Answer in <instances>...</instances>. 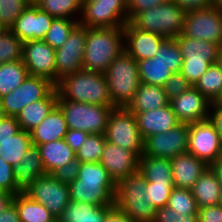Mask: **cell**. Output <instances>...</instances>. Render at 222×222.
<instances>
[{
    "label": "cell",
    "mask_w": 222,
    "mask_h": 222,
    "mask_svg": "<svg viewBox=\"0 0 222 222\" xmlns=\"http://www.w3.org/2000/svg\"><path fill=\"white\" fill-rule=\"evenodd\" d=\"M105 143V134H89L85 141L82 143L80 149L75 152L76 158L79 159L81 163H99L101 161Z\"/></svg>",
    "instance_id": "cell-40"
},
{
    "label": "cell",
    "mask_w": 222,
    "mask_h": 222,
    "mask_svg": "<svg viewBox=\"0 0 222 222\" xmlns=\"http://www.w3.org/2000/svg\"><path fill=\"white\" fill-rule=\"evenodd\" d=\"M140 81L145 84L163 86L173 72L157 57L137 61Z\"/></svg>",
    "instance_id": "cell-35"
},
{
    "label": "cell",
    "mask_w": 222,
    "mask_h": 222,
    "mask_svg": "<svg viewBox=\"0 0 222 222\" xmlns=\"http://www.w3.org/2000/svg\"><path fill=\"white\" fill-rule=\"evenodd\" d=\"M22 61L30 76H41L55 84V49L43 40L23 42Z\"/></svg>",
    "instance_id": "cell-17"
},
{
    "label": "cell",
    "mask_w": 222,
    "mask_h": 222,
    "mask_svg": "<svg viewBox=\"0 0 222 222\" xmlns=\"http://www.w3.org/2000/svg\"><path fill=\"white\" fill-rule=\"evenodd\" d=\"M180 123H196L211 117L212 102L194 86L169 102Z\"/></svg>",
    "instance_id": "cell-16"
},
{
    "label": "cell",
    "mask_w": 222,
    "mask_h": 222,
    "mask_svg": "<svg viewBox=\"0 0 222 222\" xmlns=\"http://www.w3.org/2000/svg\"><path fill=\"white\" fill-rule=\"evenodd\" d=\"M211 6L217 8L222 12V0H212Z\"/></svg>",
    "instance_id": "cell-60"
},
{
    "label": "cell",
    "mask_w": 222,
    "mask_h": 222,
    "mask_svg": "<svg viewBox=\"0 0 222 222\" xmlns=\"http://www.w3.org/2000/svg\"><path fill=\"white\" fill-rule=\"evenodd\" d=\"M58 100L112 106L104 73L78 70L55 84Z\"/></svg>",
    "instance_id": "cell-2"
},
{
    "label": "cell",
    "mask_w": 222,
    "mask_h": 222,
    "mask_svg": "<svg viewBox=\"0 0 222 222\" xmlns=\"http://www.w3.org/2000/svg\"><path fill=\"white\" fill-rule=\"evenodd\" d=\"M87 27L78 24L66 42L55 49V84L63 77L83 69L82 60L86 45Z\"/></svg>",
    "instance_id": "cell-14"
},
{
    "label": "cell",
    "mask_w": 222,
    "mask_h": 222,
    "mask_svg": "<svg viewBox=\"0 0 222 222\" xmlns=\"http://www.w3.org/2000/svg\"><path fill=\"white\" fill-rule=\"evenodd\" d=\"M212 104L222 95V69L217 63L210 65L207 71L194 85Z\"/></svg>",
    "instance_id": "cell-37"
},
{
    "label": "cell",
    "mask_w": 222,
    "mask_h": 222,
    "mask_svg": "<svg viewBox=\"0 0 222 222\" xmlns=\"http://www.w3.org/2000/svg\"><path fill=\"white\" fill-rule=\"evenodd\" d=\"M21 130L15 116L0 117V141L10 139Z\"/></svg>",
    "instance_id": "cell-50"
},
{
    "label": "cell",
    "mask_w": 222,
    "mask_h": 222,
    "mask_svg": "<svg viewBox=\"0 0 222 222\" xmlns=\"http://www.w3.org/2000/svg\"><path fill=\"white\" fill-rule=\"evenodd\" d=\"M69 129L86 131L89 134H105L113 106L57 100Z\"/></svg>",
    "instance_id": "cell-7"
},
{
    "label": "cell",
    "mask_w": 222,
    "mask_h": 222,
    "mask_svg": "<svg viewBox=\"0 0 222 222\" xmlns=\"http://www.w3.org/2000/svg\"><path fill=\"white\" fill-rule=\"evenodd\" d=\"M30 3L36 4L38 0H28Z\"/></svg>",
    "instance_id": "cell-63"
},
{
    "label": "cell",
    "mask_w": 222,
    "mask_h": 222,
    "mask_svg": "<svg viewBox=\"0 0 222 222\" xmlns=\"http://www.w3.org/2000/svg\"><path fill=\"white\" fill-rule=\"evenodd\" d=\"M80 165L81 161L75 158L63 167L57 168L51 174L61 183L69 185L77 178Z\"/></svg>",
    "instance_id": "cell-48"
},
{
    "label": "cell",
    "mask_w": 222,
    "mask_h": 222,
    "mask_svg": "<svg viewBox=\"0 0 222 222\" xmlns=\"http://www.w3.org/2000/svg\"><path fill=\"white\" fill-rule=\"evenodd\" d=\"M79 24L77 20L67 18H55L51 27L43 38L52 48L61 47L69 37L71 31Z\"/></svg>",
    "instance_id": "cell-39"
},
{
    "label": "cell",
    "mask_w": 222,
    "mask_h": 222,
    "mask_svg": "<svg viewBox=\"0 0 222 222\" xmlns=\"http://www.w3.org/2000/svg\"><path fill=\"white\" fill-rule=\"evenodd\" d=\"M106 141L132 151L138 158L143 155L142 138L135 115L128 108H113L105 131Z\"/></svg>",
    "instance_id": "cell-8"
},
{
    "label": "cell",
    "mask_w": 222,
    "mask_h": 222,
    "mask_svg": "<svg viewBox=\"0 0 222 222\" xmlns=\"http://www.w3.org/2000/svg\"><path fill=\"white\" fill-rule=\"evenodd\" d=\"M38 150L43 161L46 174H51L57 168L63 167L76 158V153L64 139L41 144Z\"/></svg>",
    "instance_id": "cell-30"
},
{
    "label": "cell",
    "mask_w": 222,
    "mask_h": 222,
    "mask_svg": "<svg viewBox=\"0 0 222 222\" xmlns=\"http://www.w3.org/2000/svg\"><path fill=\"white\" fill-rule=\"evenodd\" d=\"M217 64L222 69V45L219 47V50H218Z\"/></svg>",
    "instance_id": "cell-61"
},
{
    "label": "cell",
    "mask_w": 222,
    "mask_h": 222,
    "mask_svg": "<svg viewBox=\"0 0 222 222\" xmlns=\"http://www.w3.org/2000/svg\"><path fill=\"white\" fill-rule=\"evenodd\" d=\"M192 85L188 80L179 72L173 73L171 77L163 85L165 95L169 100L184 93Z\"/></svg>",
    "instance_id": "cell-46"
},
{
    "label": "cell",
    "mask_w": 222,
    "mask_h": 222,
    "mask_svg": "<svg viewBox=\"0 0 222 222\" xmlns=\"http://www.w3.org/2000/svg\"><path fill=\"white\" fill-rule=\"evenodd\" d=\"M146 187L147 181L139 171L122 179L116 184L114 206L134 222H153L156 208L148 203Z\"/></svg>",
    "instance_id": "cell-5"
},
{
    "label": "cell",
    "mask_w": 222,
    "mask_h": 222,
    "mask_svg": "<svg viewBox=\"0 0 222 222\" xmlns=\"http://www.w3.org/2000/svg\"><path fill=\"white\" fill-rule=\"evenodd\" d=\"M198 222H222V205L198 208Z\"/></svg>",
    "instance_id": "cell-52"
},
{
    "label": "cell",
    "mask_w": 222,
    "mask_h": 222,
    "mask_svg": "<svg viewBox=\"0 0 222 222\" xmlns=\"http://www.w3.org/2000/svg\"><path fill=\"white\" fill-rule=\"evenodd\" d=\"M128 22L126 0H83L79 24L87 28L124 27Z\"/></svg>",
    "instance_id": "cell-9"
},
{
    "label": "cell",
    "mask_w": 222,
    "mask_h": 222,
    "mask_svg": "<svg viewBox=\"0 0 222 222\" xmlns=\"http://www.w3.org/2000/svg\"><path fill=\"white\" fill-rule=\"evenodd\" d=\"M58 93L54 88L44 99L25 106L16 116L20 128L30 132L37 127L57 105Z\"/></svg>",
    "instance_id": "cell-26"
},
{
    "label": "cell",
    "mask_w": 222,
    "mask_h": 222,
    "mask_svg": "<svg viewBox=\"0 0 222 222\" xmlns=\"http://www.w3.org/2000/svg\"><path fill=\"white\" fill-rule=\"evenodd\" d=\"M183 62L217 63L219 45L206 40H198L183 35L176 38Z\"/></svg>",
    "instance_id": "cell-25"
},
{
    "label": "cell",
    "mask_w": 222,
    "mask_h": 222,
    "mask_svg": "<svg viewBox=\"0 0 222 222\" xmlns=\"http://www.w3.org/2000/svg\"><path fill=\"white\" fill-rule=\"evenodd\" d=\"M69 190L71 201L95 206L114 205L116 184L100 163H81L78 176L69 184Z\"/></svg>",
    "instance_id": "cell-1"
},
{
    "label": "cell",
    "mask_w": 222,
    "mask_h": 222,
    "mask_svg": "<svg viewBox=\"0 0 222 222\" xmlns=\"http://www.w3.org/2000/svg\"><path fill=\"white\" fill-rule=\"evenodd\" d=\"M0 222H20L19 212L14 202L0 213Z\"/></svg>",
    "instance_id": "cell-55"
},
{
    "label": "cell",
    "mask_w": 222,
    "mask_h": 222,
    "mask_svg": "<svg viewBox=\"0 0 222 222\" xmlns=\"http://www.w3.org/2000/svg\"><path fill=\"white\" fill-rule=\"evenodd\" d=\"M124 51V27L87 28L82 67L104 72Z\"/></svg>",
    "instance_id": "cell-3"
},
{
    "label": "cell",
    "mask_w": 222,
    "mask_h": 222,
    "mask_svg": "<svg viewBox=\"0 0 222 222\" xmlns=\"http://www.w3.org/2000/svg\"><path fill=\"white\" fill-rule=\"evenodd\" d=\"M114 205L95 206L84 202L70 201L57 222H104L106 214Z\"/></svg>",
    "instance_id": "cell-28"
},
{
    "label": "cell",
    "mask_w": 222,
    "mask_h": 222,
    "mask_svg": "<svg viewBox=\"0 0 222 222\" xmlns=\"http://www.w3.org/2000/svg\"><path fill=\"white\" fill-rule=\"evenodd\" d=\"M220 205H222V193H221Z\"/></svg>",
    "instance_id": "cell-64"
},
{
    "label": "cell",
    "mask_w": 222,
    "mask_h": 222,
    "mask_svg": "<svg viewBox=\"0 0 222 222\" xmlns=\"http://www.w3.org/2000/svg\"><path fill=\"white\" fill-rule=\"evenodd\" d=\"M169 102L170 100L165 95L163 86L141 82L128 109L132 113H141L167 106Z\"/></svg>",
    "instance_id": "cell-29"
},
{
    "label": "cell",
    "mask_w": 222,
    "mask_h": 222,
    "mask_svg": "<svg viewBox=\"0 0 222 222\" xmlns=\"http://www.w3.org/2000/svg\"><path fill=\"white\" fill-rule=\"evenodd\" d=\"M210 118L216 124L222 142V106H213Z\"/></svg>",
    "instance_id": "cell-57"
},
{
    "label": "cell",
    "mask_w": 222,
    "mask_h": 222,
    "mask_svg": "<svg viewBox=\"0 0 222 222\" xmlns=\"http://www.w3.org/2000/svg\"><path fill=\"white\" fill-rule=\"evenodd\" d=\"M83 0H38L36 5L54 18L74 19L79 22Z\"/></svg>",
    "instance_id": "cell-36"
},
{
    "label": "cell",
    "mask_w": 222,
    "mask_h": 222,
    "mask_svg": "<svg viewBox=\"0 0 222 222\" xmlns=\"http://www.w3.org/2000/svg\"><path fill=\"white\" fill-rule=\"evenodd\" d=\"M213 106H222V95L215 103H213Z\"/></svg>",
    "instance_id": "cell-62"
},
{
    "label": "cell",
    "mask_w": 222,
    "mask_h": 222,
    "mask_svg": "<svg viewBox=\"0 0 222 222\" xmlns=\"http://www.w3.org/2000/svg\"><path fill=\"white\" fill-rule=\"evenodd\" d=\"M174 187L191 189L197 179L209 167L190 153L177 155L171 159Z\"/></svg>",
    "instance_id": "cell-23"
},
{
    "label": "cell",
    "mask_w": 222,
    "mask_h": 222,
    "mask_svg": "<svg viewBox=\"0 0 222 222\" xmlns=\"http://www.w3.org/2000/svg\"><path fill=\"white\" fill-rule=\"evenodd\" d=\"M213 172L216 174L218 181L221 183L222 186V161L218 160L214 164L210 166Z\"/></svg>",
    "instance_id": "cell-59"
},
{
    "label": "cell",
    "mask_w": 222,
    "mask_h": 222,
    "mask_svg": "<svg viewBox=\"0 0 222 222\" xmlns=\"http://www.w3.org/2000/svg\"><path fill=\"white\" fill-rule=\"evenodd\" d=\"M167 206L175 212L198 213V206L191 189L174 187Z\"/></svg>",
    "instance_id": "cell-42"
},
{
    "label": "cell",
    "mask_w": 222,
    "mask_h": 222,
    "mask_svg": "<svg viewBox=\"0 0 222 222\" xmlns=\"http://www.w3.org/2000/svg\"><path fill=\"white\" fill-rule=\"evenodd\" d=\"M13 202L18 209L20 222H55L57 220L44 205L32 200L25 193L14 195Z\"/></svg>",
    "instance_id": "cell-32"
},
{
    "label": "cell",
    "mask_w": 222,
    "mask_h": 222,
    "mask_svg": "<svg viewBox=\"0 0 222 222\" xmlns=\"http://www.w3.org/2000/svg\"><path fill=\"white\" fill-rule=\"evenodd\" d=\"M173 181L166 182H148L145 192L148 196V203L152 204L156 209L167 206L172 189Z\"/></svg>",
    "instance_id": "cell-44"
},
{
    "label": "cell",
    "mask_w": 222,
    "mask_h": 222,
    "mask_svg": "<svg viewBox=\"0 0 222 222\" xmlns=\"http://www.w3.org/2000/svg\"><path fill=\"white\" fill-rule=\"evenodd\" d=\"M0 190L15 195V177L13 166L0 157Z\"/></svg>",
    "instance_id": "cell-49"
},
{
    "label": "cell",
    "mask_w": 222,
    "mask_h": 222,
    "mask_svg": "<svg viewBox=\"0 0 222 222\" xmlns=\"http://www.w3.org/2000/svg\"><path fill=\"white\" fill-rule=\"evenodd\" d=\"M28 75L22 60L0 64V99L20 86Z\"/></svg>",
    "instance_id": "cell-34"
},
{
    "label": "cell",
    "mask_w": 222,
    "mask_h": 222,
    "mask_svg": "<svg viewBox=\"0 0 222 222\" xmlns=\"http://www.w3.org/2000/svg\"><path fill=\"white\" fill-rule=\"evenodd\" d=\"M165 40L161 35L135 28L130 22L124 26V50L136 61L154 57Z\"/></svg>",
    "instance_id": "cell-20"
},
{
    "label": "cell",
    "mask_w": 222,
    "mask_h": 222,
    "mask_svg": "<svg viewBox=\"0 0 222 222\" xmlns=\"http://www.w3.org/2000/svg\"><path fill=\"white\" fill-rule=\"evenodd\" d=\"M186 12L173 0L137 13L129 22L137 29L163 36L176 38L182 34Z\"/></svg>",
    "instance_id": "cell-6"
},
{
    "label": "cell",
    "mask_w": 222,
    "mask_h": 222,
    "mask_svg": "<svg viewBox=\"0 0 222 222\" xmlns=\"http://www.w3.org/2000/svg\"><path fill=\"white\" fill-rule=\"evenodd\" d=\"M191 192L198 208L220 204L222 186L216 174L208 167L197 179Z\"/></svg>",
    "instance_id": "cell-27"
},
{
    "label": "cell",
    "mask_w": 222,
    "mask_h": 222,
    "mask_svg": "<svg viewBox=\"0 0 222 222\" xmlns=\"http://www.w3.org/2000/svg\"><path fill=\"white\" fill-rule=\"evenodd\" d=\"M55 18L30 3L15 20L11 31L22 41L43 40Z\"/></svg>",
    "instance_id": "cell-18"
},
{
    "label": "cell",
    "mask_w": 222,
    "mask_h": 222,
    "mask_svg": "<svg viewBox=\"0 0 222 222\" xmlns=\"http://www.w3.org/2000/svg\"><path fill=\"white\" fill-rule=\"evenodd\" d=\"M153 222H198V213L175 212L165 206L156 209Z\"/></svg>",
    "instance_id": "cell-45"
},
{
    "label": "cell",
    "mask_w": 222,
    "mask_h": 222,
    "mask_svg": "<svg viewBox=\"0 0 222 222\" xmlns=\"http://www.w3.org/2000/svg\"><path fill=\"white\" fill-rule=\"evenodd\" d=\"M13 175L15 177V195L24 193L38 177L46 175L37 146L31 145L23 155L22 161L13 166Z\"/></svg>",
    "instance_id": "cell-22"
},
{
    "label": "cell",
    "mask_w": 222,
    "mask_h": 222,
    "mask_svg": "<svg viewBox=\"0 0 222 222\" xmlns=\"http://www.w3.org/2000/svg\"><path fill=\"white\" fill-rule=\"evenodd\" d=\"M14 194L0 190V213L13 202Z\"/></svg>",
    "instance_id": "cell-58"
},
{
    "label": "cell",
    "mask_w": 222,
    "mask_h": 222,
    "mask_svg": "<svg viewBox=\"0 0 222 222\" xmlns=\"http://www.w3.org/2000/svg\"><path fill=\"white\" fill-rule=\"evenodd\" d=\"M29 4L28 0H0V26L11 29L17 17Z\"/></svg>",
    "instance_id": "cell-43"
},
{
    "label": "cell",
    "mask_w": 222,
    "mask_h": 222,
    "mask_svg": "<svg viewBox=\"0 0 222 222\" xmlns=\"http://www.w3.org/2000/svg\"><path fill=\"white\" fill-rule=\"evenodd\" d=\"M188 123H179L166 133H158L144 139L143 155L172 159L188 152Z\"/></svg>",
    "instance_id": "cell-15"
},
{
    "label": "cell",
    "mask_w": 222,
    "mask_h": 222,
    "mask_svg": "<svg viewBox=\"0 0 222 222\" xmlns=\"http://www.w3.org/2000/svg\"><path fill=\"white\" fill-rule=\"evenodd\" d=\"M110 178L117 184L138 172L139 158L130 150L106 141L101 161Z\"/></svg>",
    "instance_id": "cell-19"
},
{
    "label": "cell",
    "mask_w": 222,
    "mask_h": 222,
    "mask_svg": "<svg viewBox=\"0 0 222 222\" xmlns=\"http://www.w3.org/2000/svg\"><path fill=\"white\" fill-rule=\"evenodd\" d=\"M181 35L221 46L222 12L213 6L187 11Z\"/></svg>",
    "instance_id": "cell-12"
},
{
    "label": "cell",
    "mask_w": 222,
    "mask_h": 222,
    "mask_svg": "<svg viewBox=\"0 0 222 222\" xmlns=\"http://www.w3.org/2000/svg\"><path fill=\"white\" fill-rule=\"evenodd\" d=\"M23 42L10 29L0 31V64L22 60Z\"/></svg>",
    "instance_id": "cell-38"
},
{
    "label": "cell",
    "mask_w": 222,
    "mask_h": 222,
    "mask_svg": "<svg viewBox=\"0 0 222 222\" xmlns=\"http://www.w3.org/2000/svg\"><path fill=\"white\" fill-rule=\"evenodd\" d=\"M103 73L112 106L128 108L141 84L137 61L124 50Z\"/></svg>",
    "instance_id": "cell-4"
},
{
    "label": "cell",
    "mask_w": 222,
    "mask_h": 222,
    "mask_svg": "<svg viewBox=\"0 0 222 222\" xmlns=\"http://www.w3.org/2000/svg\"><path fill=\"white\" fill-rule=\"evenodd\" d=\"M54 88L49 79L28 75L20 86L0 99L1 113L16 117L25 106L44 99Z\"/></svg>",
    "instance_id": "cell-10"
},
{
    "label": "cell",
    "mask_w": 222,
    "mask_h": 222,
    "mask_svg": "<svg viewBox=\"0 0 222 222\" xmlns=\"http://www.w3.org/2000/svg\"><path fill=\"white\" fill-rule=\"evenodd\" d=\"M104 222H134L123 211L115 206L106 214Z\"/></svg>",
    "instance_id": "cell-56"
},
{
    "label": "cell",
    "mask_w": 222,
    "mask_h": 222,
    "mask_svg": "<svg viewBox=\"0 0 222 222\" xmlns=\"http://www.w3.org/2000/svg\"><path fill=\"white\" fill-rule=\"evenodd\" d=\"M143 139L158 133H166L180 122L170 104L155 110L133 113Z\"/></svg>",
    "instance_id": "cell-21"
},
{
    "label": "cell",
    "mask_w": 222,
    "mask_h": 222,
    "mask_svg": "<svg viewBox=\"0 0 222 222\" xmlns=\"http://www.w3.org/2000/svg\"><path fill=\"white\" fill-rule=\"evenodd\" d=\"M185 12L211 6L212 0H173Z\"/></svg>",
    "instance_id": "cell-54"
},
{
    "label": "cell",
    "mask_w": 222,
    "mask_h": 222,
    "mask_svg": "<svg viewBox=\"0 0 222 222\" xmlns=\"http://www.w3.org/2000/svg\"><path fill=\"white\" fill-rule=\"evenodd\" d=\"M188 153L196 156L209 167L220 160L222 142L216 124L211 118L190 124Z\"/></svg>",
    "instance_id": "cell-11"
},
{
    "label": "cell",
    "mask_w": 222,
    "mask_h": 222,
    "mask_svg": "<svg viewBox=\"0 0 222 222\" xmlns=\"http://www.w3.org/2000/svg\"><path fill=\"white\" fill-rule=\"evenodd\" d=\"M32 145L30 132L20 130L10 139L0 141V157L15 166L23 159V155Z\"/></svg>",
    "instance_id": "cell-33"
},
{
    "label": "cell",
    "mask_w": 222,
    "mask_h": 222,
    "mask_svg": "<svg viewBox=\"0 0 222 222\" xmlns=\"http://www.w3.org/2000/svg\"><path fill=\"white\" fill-rule=\"evenodd\" d=\"M68 129L63 112L56 105L48 116L30 131L32 145L39 146L51 141L64 139Z\"/></svg>",
    "instance_id": "cell-24"
},
{
    "label": "cell",
    "mask_w": 222,
    "mask_h": 222,
    "mask_svg": "<svg viewBox=\"0 0 222 222\" xmlns=\"http://www.w3.org/2000/svg\"><path fill=\"white\" fill-rule=\"evenodd\" d=\"M138 171L148 182L173 181L171 159L168 158L142 155Z\"/></svg>",
    "instance_id": "cell-31"
},
{
    "label": "cell",
    "mask_w": 222,
    "mask_h": 222,
    "mask_svg": "<svg viewBox=\"0 0 222 222\" xmlns=\"http://www.w3.org/2000/svg\"><path fill=\"white\" fill-rule=\"evenodd\" d=\"M89 133L86 131L68 129V132L65 135V142L71 147L73 151L80 149L82 143L88 137Z\"/></svg>",
    "instance_id": "cell-53"
},
{
    "label": "cell",
    "mask_w": 222,
    "mask_h": 222,
    "mask_svg": "<svg viewBox=\"0 0 222 222\" xmlns=\"http://www.w3.org/2000/svg\"><path fill=\"white\" fill-rule=\"evenodd\" d=\"M210 65L209 62H183L180 73L194 86Z\"/></svg>",
    "instance_id": "cell-47"
},
{
    "label": "cell",
    "mask_w": 222,
    "mask_h": 222,
    "mask_svg": "<svg viewBox=\"0 0 222 222\" xmlns=\"http://www.w3.org/2000/svg\"><path fill=\"white\" fill-rule=\"evenodd\" d=\"M24 193L44 205L56 219L71 201L69 185L61 183L52 174L38 177Z\"/></svg>",
    "instance_id": "cell-13"
},
{
    "label": "cell",
    "mask_w": 222,
    "mask_h": 222,
    "mask_svg": "<svg viewBox=\"0 0 222 222\" xmlns=\"http://www.w3.org/2000/svg\"><path fill=\"white\" fill-rule=\"evenodd\" d=\"M154 57L163 62L173 73L182 69L183 57L175 38L166 39Z\"/></svg>",
    "instance_id": "cell-41"
},
{
    "label": "cell",
    "mask_w": 222,
    "mask_h": 222,
    "mask_svg": "<svg viewBox=\"0 0 222 222\" xmlns=\"http://www.w3.org/2000/svg\"><path fill=\"white\" fill-rule=\"evenodd\" d=\"M128 22L139 12L161 5L167 0H126Z\"/></svg>",
    "instance_id": "cell-51"
}]
</instances>
